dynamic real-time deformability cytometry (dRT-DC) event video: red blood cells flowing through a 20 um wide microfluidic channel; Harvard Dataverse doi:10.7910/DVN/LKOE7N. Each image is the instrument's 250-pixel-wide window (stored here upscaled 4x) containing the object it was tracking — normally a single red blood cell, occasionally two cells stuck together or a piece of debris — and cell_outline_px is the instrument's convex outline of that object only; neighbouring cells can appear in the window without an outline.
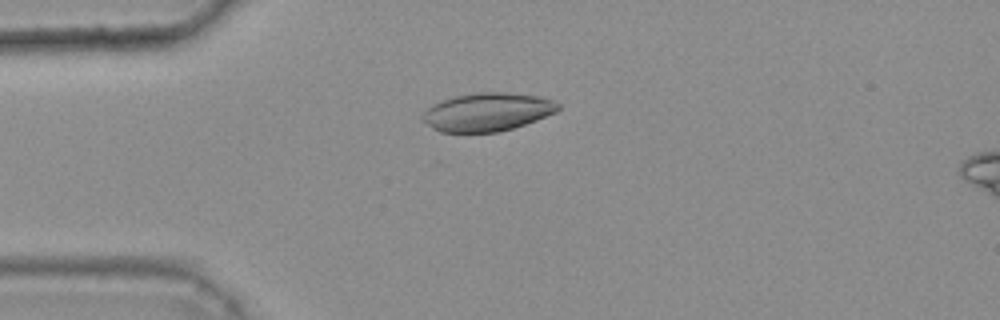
{"species": "common noctule bat (a hibernating species)", "species_latin": "Nyctalus noctula", "temperature_condition": "warm", "stored_images_in_passage": 48, "camera_frame_rate_fps": 3000, "um_per_image_px": 0.085, "animal": {"sex": "female", "body_mass_g": 25.1}, "frame": {"image": 1, "passage_image": 14, "time_ms": 4.333, "image_size_px": [1000, 320], "cell_outline_px": [[560, 108], [556, 112], [536, 120], [512, 128], [496, 132], [440, 132], [432, 128], [420, 120], [420, 116], [432, 104], [452, 96], [480, 92], [504, 92], [540, 96], [552, 100], [560, 104]], "centroid_in_image_um": [41.39, 9.51], "position_along_channel_um": 43.6, "area_um2": 30.35}}
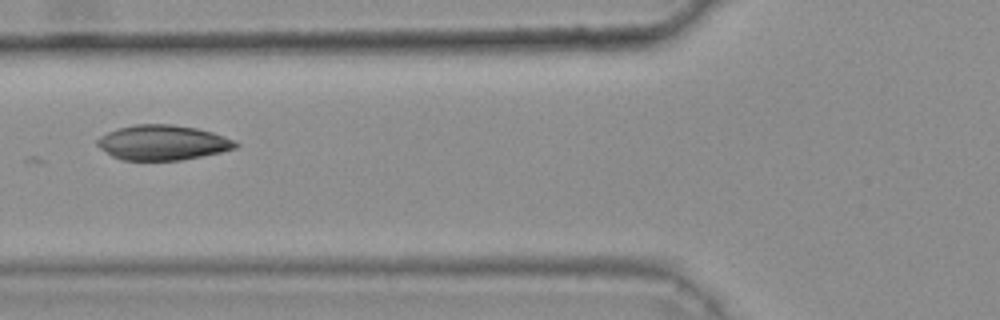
{"frame": {"image": 2, "passage_image": 21, "time_ms": 6.667, "image_size_px": [1000, 320], "cell_outline_px": [[240, 144], [236, 148], [220, 152], [180, 160], [120, 160], [112, 156], [100, 148], [96, 144], [96, 140], [100, 136], [108, 132], [120, 128], [136, 124], [172, 124], [196, 128], [212, 132], [236, 140]], "centroid_in_image_um": [13.83, 12.12], "position_along_channel_um": 112.0, "area_um2": 28.15}}
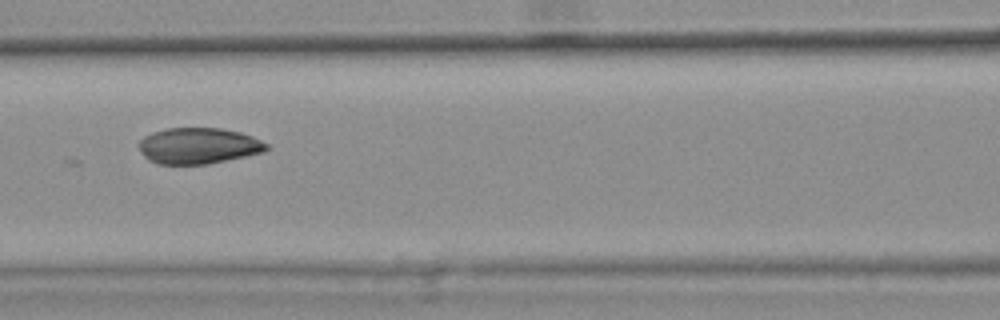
{"frame": {"image": 3, "passage_image": 24, "time_ms": 7.667, "image_size_px": [1000, 320], "cell_outline_px": [[268, 148], [264, 152], [208, 164], [156, 164], [148, 160], [140, 152], [136, 144], [144, 136], [152, 132], [168, 128], [220, 128], [240, 132], [252, 136], [268, 144]], "centroid_in_image_um": [16.82, 12.39], "position_along_channel_um": 149.8, "area_um2": 26.99}, "authors_computed_cell_mechanics": {"area_um2": 27.8307, "velocity_mm_per_s": 3.7685, "shape_relaxation_time_tau1_ms": 3.4911, "shape_relaxation_time_tau2_ms": null, "deformation_change_tau1": 0.162, "deformation_change_tau2": null}}